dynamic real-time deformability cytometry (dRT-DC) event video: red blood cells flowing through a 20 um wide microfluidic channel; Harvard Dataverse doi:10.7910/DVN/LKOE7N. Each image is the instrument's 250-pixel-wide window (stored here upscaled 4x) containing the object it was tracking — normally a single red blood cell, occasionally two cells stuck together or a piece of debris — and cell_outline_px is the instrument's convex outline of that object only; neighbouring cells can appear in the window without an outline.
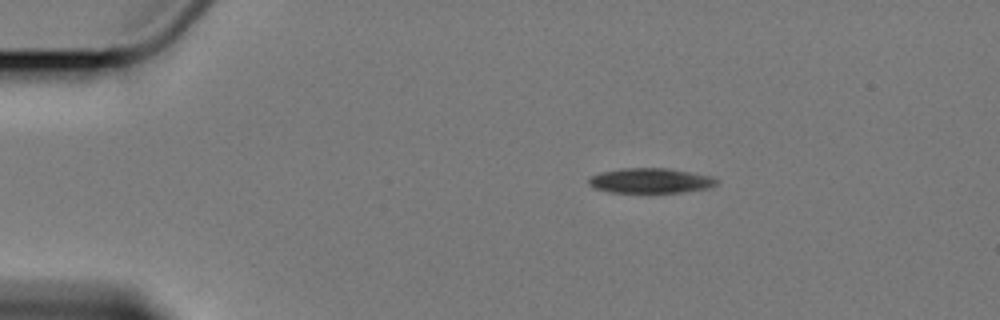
{"species": "Egyptian fruit bat (a non-hibernating species)", "species_latin": "Rousettus aegyptiacus", "temperature_condition": "cold", "stored_images_in_passage": 5, "camera_frame_rate_fps": 3000, "um_per_image_px": 0.085, "animal": {"sex": "female"}, "frame": {"image": 1, "passage_image": 2, "time_ms": 1.333, "image_size_px": [1000, 320], "cell_outline_px": [[720, 180], [716, 184], [708, 188], [680, 192], [608, 192], [596, 188], [588, 184], [588, 176], [600, 172], [620, 168], [664, 168], [716, 176]], "centroid_in_image_um": [55.29, 15.34], "position_along_channel_um": 29.7, "area_um2": 18.73}}
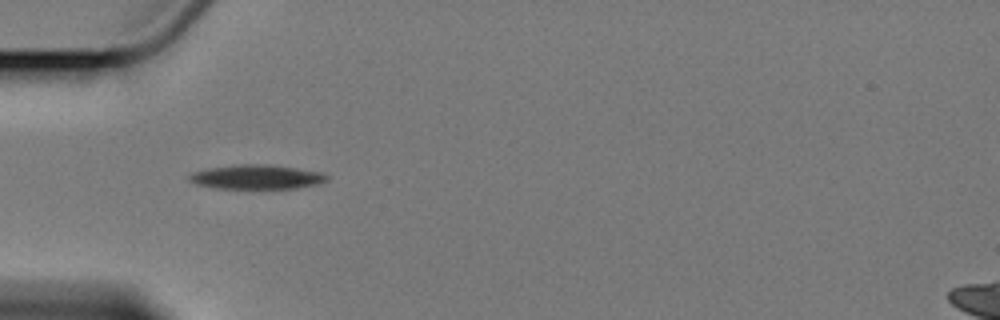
{"frame": {"image": 2, "passage_image": 4, "time_ms": 4.0, "image_size_px": [1000, 320], "cell_outline_px": [[332, 176], [328, 180], [320, 184], [296, 188], [216, 188], [196, 184], [188, 180], [188, 176], [192, 172], [208, 168], [236, 164], [268, 164], [324, 172]], "centroid_in_image_um": [21.87, 15.03], "position_along_channel_um": 63.1, "area_um2": 19.77}}
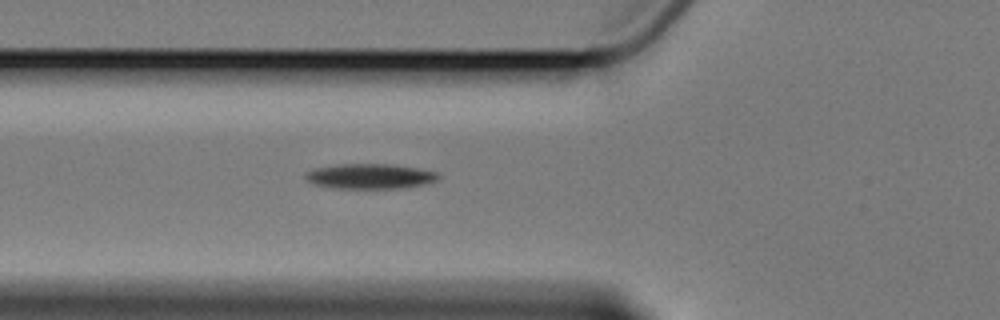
{"frame": {"image": 3, "passage_image": 5, "time_ms": 5.0, "image_size_px": [1000, 320], "cell_outline_px": [[440, 176], [436, 180], [428, 184], [404, 188], [328, 188], [312, 184], [304, 176], [308, 172], [316, 168], [340, 164], [388, 164], [416, 168], [436, 172]], "centroid_in_image_um": [31.45, 15.0], "position_along_channel_um": 94.3, "area_um2": 19.36}}